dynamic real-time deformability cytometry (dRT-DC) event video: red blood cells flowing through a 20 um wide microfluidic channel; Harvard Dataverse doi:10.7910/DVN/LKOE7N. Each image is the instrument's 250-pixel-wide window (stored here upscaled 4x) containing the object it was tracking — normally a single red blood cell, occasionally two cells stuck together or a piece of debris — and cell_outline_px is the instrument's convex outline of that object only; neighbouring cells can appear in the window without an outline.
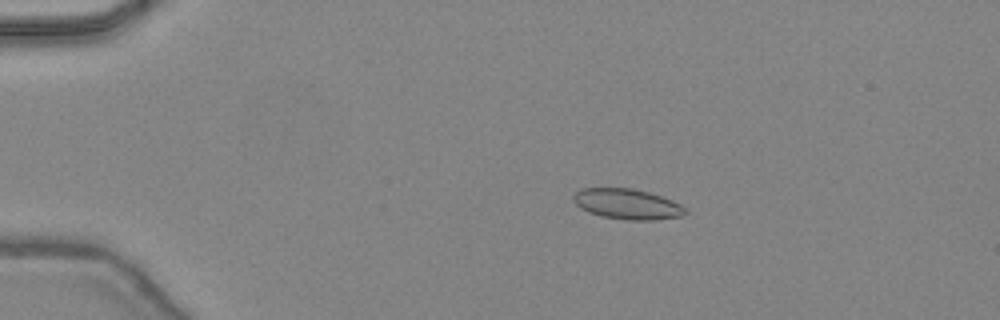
{"species": "common noctule bat (a hibernating species)", "species_latin": "Nyctalus noctula", "temperature_condition": "warm", "stored_images_in_passage": 46, "camera_frame_rate_fps": 3000, "um_per_image_px": 0.085, "animal": {"sex": "female", "body_mass_g": 24.6, "forearm_length_mm": 56.2}, "frame": {"image": 1, "passage_image": 9, "time_ms": 2.667, "image_size_px": [1000, 320], "cell_outline_px": [[688, 212], [684, 216], [652, 220], [624, 220], [600, 216], [588, 212], [580, 208], [572, 200], [572, 196], [580, 188], [632, 188], [648, 192], [672, 200], [680, 204]], "centroid_in_image_um": [53.29, 17.35], "position_along_channel_um": 31.7, "area_um2": 20.0}}
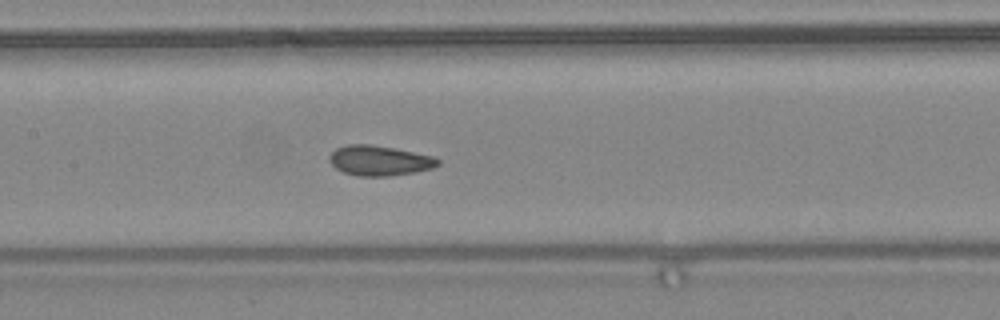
{"frame": {"image": 2, "passage_image": 23, "time_ms": 7.333, "image_size_px": [1000, 320], "cell_outline_px": [[440, 164], [432, 168], [416, 172], [388, 176], [360, 176], [344, 172], [336, 168], [328, 160], [328, 156], [336, 148], [348, 144], [372, 144], [396, 148], [432, 156], [440, 160]], "centroid_in_image_um": [32.25, 13.64], "position_along_channel_um": 175.2, "area_um2": 19.07}}
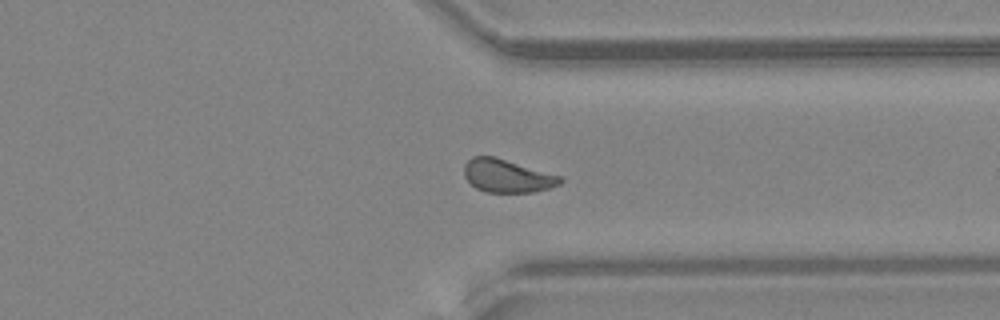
{"frame": {"image": 3, "passage_image": 36, "time_ms": 11.667, "image_size_px": [1000, 320], "cell_outline_px": [[564, 180], [560, 184], [548, 188], [532, 192], [484, 192], [476, 188], [464, 176], [464, 164], [472, 156], [496, 156], [564, 176]], "centroid_in_image_um": [43.14, 14.93], "position_along_channel_um": 368.3, "area_um2": 18.84}, "authors_computed_cell_mechanics": {"area_um2": 18.9295, "velocity_mm_per_s": 4.4807, "shape_relaxation_time_tau1_ms": 9.1163, "shape_relaxation_time_tau2_ms": 1.1917, "deformation_change_tau1": 0.1368, "deformation_change_tau2": 0.0466}}